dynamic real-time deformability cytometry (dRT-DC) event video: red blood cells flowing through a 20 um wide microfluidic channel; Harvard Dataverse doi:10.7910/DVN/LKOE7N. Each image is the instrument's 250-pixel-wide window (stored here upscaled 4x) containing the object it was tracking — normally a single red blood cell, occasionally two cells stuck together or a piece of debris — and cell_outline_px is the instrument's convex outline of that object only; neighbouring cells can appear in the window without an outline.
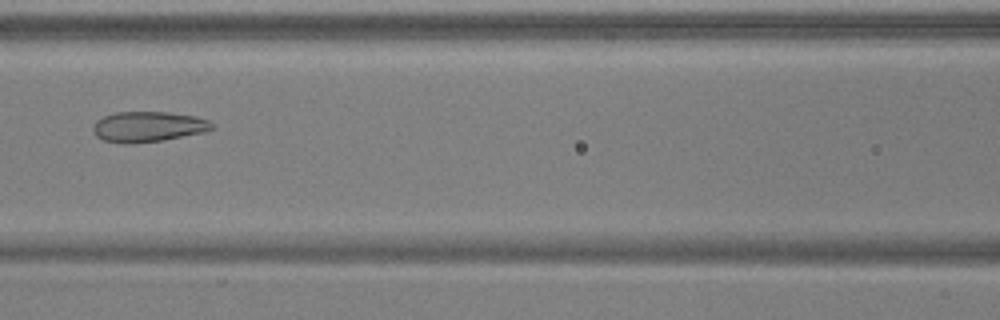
{"species": "common noctule bat (a hibernating species)", "species_latin": "Nyctalus noctula", "temperature_condition": "warm", "stored_images_in_passage": 7, "camera_frame_rate_fps": 3000, "um_per_image_px": 0.085, "animal": {"sex": "male", "body_mass_g": 17.9, "forearm_length_mm": 54.2}, "frame": {"image": 1, "passage_image": 6, "time_ms": 1.667, "image_size_px": [1000, 320], "cell_outline_px": [[216, 128], [204, 132], [160, 140], [132, 144], [124, 144], [104, 140], [96, 136], [92, 132], [92, 128], [96, 120], [104, 116], [116, 112], [168, 112], [196, 116], [208, 120]], "centroid_in_image_um": [12.57, 10.77], "position_along_channel_um": 154.0, "area_um2": 21.1}}
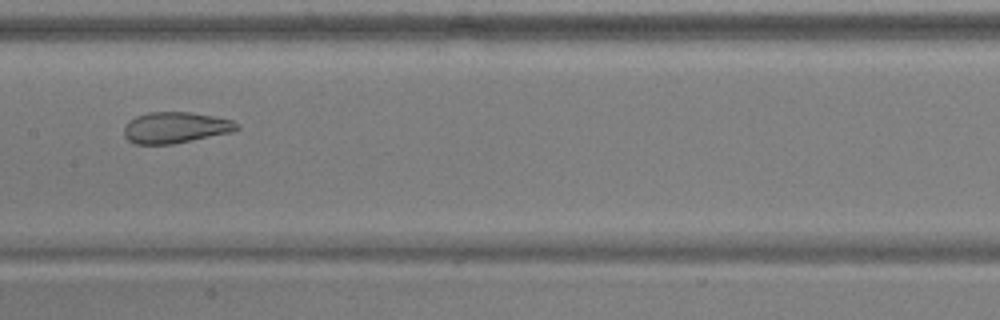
{"frame": {"image": 2, "passage_image": 7, "time_ms": 2.0, "image_size_px": [1000, 320], "cell_outline_px": [[240, 128], [232, 132], [172, 144], [132, 144], [124, 136], [124, 128], [128, 120], [136, 116], [148, 112], [192, 112], [232, 120], [240, 124]], "centroid_in_image_um": [14.9, 10.84], "position_along_channel_um": 192.5, "area_um2": 20.58}}